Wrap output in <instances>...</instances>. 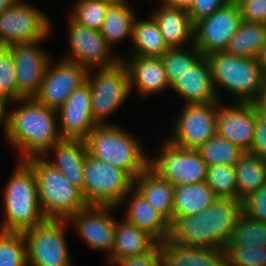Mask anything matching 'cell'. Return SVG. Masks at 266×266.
Returning <instances> with one entry per match:
<instances>
[{
    "label": "cell",
    "mask_w": 266,
    "mask_h": 266,
    "mask_svg": "<svg viewBox=\"0 0 266 266\" xmlns=\"http://www.w3.org/2000/svg\"><path fill=\"white\" fill-rule=\"evenodd\" d=\"M16 108L9 109L6 139L20 152L21 161L44 157L48 150L62 140L57 110L39 103L35 98H22Z\"/></svg>",
    "instance_id": "cell-1"
},
{
    "label": "cell",
    "mask_w": 266,
    "mask_h": 266,
    "mask_svg": "<svg viewBox=\"0 0 266 266\" xmlns=\"http://www.w3.org/2000/svg\"><path fill=\"white\" fill-rule=\"evenodd\" d=\"M1 231L24 233L46 221L32 168L19 160L4 190Z\"/></svg>",
    "instance_id": "cell-2"
},
{
    "label": "cell",
    "mask_w": 266,
    "mask_h": 266,
    "mask_svg": "<svg viewBox=\"0 0 266 266\" xmlns=\"http://www.w3.org/2000/svg\"><path fill=\"white\" fill-rule=\"evenodd\" d=\"M84 142L90 156L123 169L133 179L149 166V156L138 136L116 124L97 125Z\"/></svg>",
    "instance_id": "cell-3"
},
{
    "label": "cell",
    "mask_w": 266,
    "mask_h": 266,
    "mask_svg": "<svg viewBox=\"0 0 266 266\" xmlns=\"http://www.w3.org/2000/svg\"><path fill=\"white\" fill-rule=\"evenodd\" d=\"M25 162L35 175L39 203L47 220H68L89 205L82 191L44 157H33Z\"/></svg>",
    "instance_id": "cell-4"
},
{
    "label": "cell",
    "mask_w": 266,
    "mask_h": 266,
    "mask_svg": "<svg viewBox=\"0 0 266 266\" xmlns=\"http://www.w3.org/2000/svg\"><path fill=\"white\" fill-rule=\"evenodd\" d=\"M207 58L212 69L214 89L220 101L222 98L219 88L232 94L233 102L255 103L259 99L265 79L257 58L240 57L225 51L211 53Z\"/></svg>",
    "instance_id": "cell-5"
},
{
    "label": "cell",
    "mask_w": 266,
    "mask_h": 266,
    "mask_svg": "<svg viewBox=\"0 0 266 266\" xmlns=\"http://www.w3.org/2000/svg\"><path fill=\"white\" fill-rule=\"evenodd\" d=\"M95 71L89 70L86 80L90 88L93 118L98 125H112L105 119L121 108L131 95L127 68L121 60L114 66Z\"/></svg>",
    "instance_id": "cell-6"
},
{
    "label": "cell",
    "mask_w": 266,
    "mask_h": 266,
    "mask_svg": "<svg viewBox=\"0 0 266 266\" xmlns=\"http://www.w3.org/2000/svg\"><path fill=\"white\" fill-rule=\"evenodd\" d=\"M133 187L134 179L126 171L87 154L83 197L89 205L119 207Z\"/></svg>",
    "instance_id": "cell-7"
},
{
    "label": "cell",
    "mask_w": 266,
    "mask_h": 266,
    "mask_svg": "<svg viewBox=\"0 0 266 266\" xmlns=\"http://www.w3.org/2000/svg\"><path fill=\"white\" fill-rule=\"evenodd\" d=\"M156 155L149 157V167L174 187L207 179L208 165L195 149L174 146L166 139Z\"/></svg>",
    "instance_id": "cell-8"
},
{
    "label": "cell",
    "mask_w": 266,
    "mask_h": 266,
    "mask_svg": "<svg viewBox=\"0 0 266 266\" xmlns=\"http://www.w3.org/2000/svg\"><path fill=\"white\" fill-rule=\"evenodd\" d=\"M67 220H46L24 232L28 266H73L66 241Z\"/></svg>",
    "instance_id": "cell-9"
},
{
    "label": "cell",
    "mask_w": 266,
    "mask_h": 266,
    "mask_svg": "<svg viewBox=\"0 0 266 266\" xmlns=\"http://www.w3.org/2000/svg\"><path fill=\"white\" fill-rule=\"evenodd\" d=\"M50 22L43 11L18 0L0 14V46L44 41L52 33Z\"/></svg>",
    "instance_id": "cell-10"
},
{
    "label": "cell",
    "mask_w": 266,
    "mask_h": 266,
    "mask_svg": "<svg viewBox=\"0 0 266 266\" xmlns=\"http://www.w3.org/2000/svg\"><path fill=\"white\" fill-rule=\"evenodd\" d=\"M220 103L184 104L180 116L174 119L173 131L167 140L174 146L197 150L216 135Z\"/></svg>",
    "instance_id": "cell-11"
},
{
    "label": "cell",
    "mask_w": 266,
    "mask_h": 266,
    "mask_svg": "<svg viewBox=\"0 0 266 266\" xmlns=\"http://www.w3.org/2000/svg\"><path fill=\"white\" fill-rule=\"evenodd\" d=\"M67 19L70 48L64 59L76 62L88 71L108 68L121 61V56L113 55L100 31L82 26L69 16Z\"/></svg>",
    "instance_id": "cell-12"
},
{
    "label": "cell",
    "mask_w": 266,
    "mask_h": 266,
    "mask_svg": "<svg viewBox=\"0 0 266 266\" xmlns=\"http://www.w3.org/2000/svg\"><path fill=\"white\" fill-rule=\"evenodd\" d=\"M50 60L40 90L34 97L39 103L58 110L73 93L86 83L88 70L76 62L61 58Z\"/></svg>",
    "instance_id": "cell-13"
},
{
    "label": "cell",
    "mask_w": 266,
    "mask_h": 266,
    "mask_svg": "<svg viewBox=\"0 0 266 266\" xmlns=\"http://www.w3.org/2000/svg\"><path fill=\"white\" fill-rule=\"evenodd\" d=\"M241 22L239 8L233 0L194 24L195 47L206 57L211 53L224 51Z\"/></svg>",
    "instance_id": "cell-14"
},
{
    "label": "cell",
    "mask_w": 266,
    "mask_h": 266,
    "mask_svg": "<svg viewBox=\"0 0 266 266\" xmlns=\"http://www.w3.org/2000/svg\"><path fill=\"white\" fill-rule=\"evenodd\" d=\"M43 41L14 43L6 46L16 69L17 100L34 98L40 90L51 56L40 48Z\"/></svg>",
    "instance_id": "cell-15"
},
{
    "label": "cell",
    "mask_w": 266,
    "mask_h": 266,
    "mask_svg": "<svg viewBox=\"0 0 266 266\" xmlns=\"http://www.w3.org/2000/svg\"><path fill=\"white\" fill-rule=\"evenodd\" d=\"M117 206L88 205L72 215L67 222L72 224L79 238L90 248L111 253L114 246L115 222L112 211Z\"/></svg>",
    "instance_id": "cell-16"
},
{
    "label": "cell",
    "mask_w": 266,
    "mask_h": 266,
    "mask_svg": "<svg viewBox=\"0 0 266 266\" xmlns=\"http://www.w3.org/2000/svg\"><path fill=\"white\" fill-rule=\"evenodd\" d=\"M219 104L216 135L249 152L255 135L256 103Z\"/></svg>",
    "instance_id": "cell-17"
},
{
    "label": "cell",
    "mask_w": 266,
    "mask_h": 266,
    "mask_svg": "<svg viewBox=\"0 0 266 266\" xmlns=\"http://www.w3.org/2000/svg\"><path fill=\"white\" fill-rule=\"evenodd\" d=\"M57 115L62 139L84 141L98 125L93 118L89 85L75 89Z\"/></svg>",
    "instance_id": "cell-18"
},
{
    "label": "cell",
    "mask_w": 266,
    "mask_h": 266,
    "mask_svg": "<svg viewBox=\"0 0 266 266\" xmlns=\"http://www.w3.org/2000/svg\"><path fill=\"white\" fill-rule=\"evenodd\" d=\"M122 62L129 75L130 91L133 88L142 97L170 89L164 65L160 57L128 56Z\"/></svg>",
    "instance_id": "cell-19"
},
{
    "label": "cell",
    "mask_w": 266,
    "mask_h": 266,
    "mask_svg": "<svg viewBox=\"0 0 266 266\" xmlns=\"http://www.w3.org/2000/svg\"><path fill=\"white\" fill-rule=\"evenodd\" d=\"M170 89L184 100V104L222 102L214 89L212 69L206 56L180 77Z\"/></svg>",
    "instance_id": "cell-20"
},
{
    "label": "cell",
    "mask_w": 266,
    "mask_h": 266,
    "mask_svg": "<svg viewBox=\"0 0 266 266\" xmlns=\"http://www.w3.org/2000/svg\"><path fill=\"white\" fill-rule=\"evenodd\" d=\"M158 241L148 232L139 229L134 224L128 222L125 218L116 220L114 246L108 254V262L115 266L117 262L124 258L141 256L150 253Z\"/></svg>",
    "instance_id": "cell-21"
},
{
    "label": "cell",
    "mask_w": 266,
    "mask_h": 266,
    "mask_svg": "<svg viewBox=\"0 0 266 266\" xmlns=\"http://www.w3.org/2000/svg\"><path fill=\"white\" fill-rule=\"evenodd\" d=\"M150 15L157 22L169 48H183L194 44V24L187 10L161 3ZM191 42V43H190ZM190 44V45H189Z\"/></svg>",
    "instance_id": "cell-22"
},
{
    "label": "cell",
    "mask_w": 266,
    "mask_h": 266,
    "mask_svg": "<svg viewBox=\"0 0 266 266\" xmlns=\"http://www.w3.org/2000/svg\"><path fill=\"white\" fill-rule=\"evenodd\" d=\"M158 245L164 266H228L224 249L181 245L170 238L158 242Z\"/></svg>",
    "instance_id": "cell-23"
},
{
    "label": "cell",
    "mask_w": 266,
    "mask_h": 266,
    "mask_svg": "<svg viewBox=\"0 0 266 266\" xmlns=\"http://www.w3.org/2000/svg\"><path fill=\"white\" fill-rule=\"evenodd\" d=\"M127 199L124 218L128 222L148 232L158 242L170 238L171 224L141 194L133 188L122 203H126Z\"/></svg>",
    "instance_id": "cell-24"
},
{
    "label": "cell",
    "mask_w": 266,
    "mask_h": 266,
    "mask_svg": "<svg viewBox=\"0 0 266 266\" xmlns=\"http://www.w3.org/2000/svg\"><path fill=\"white\" fill-rule=\"evenodd\" d=\"M54 152L53 160L46 161L58 169L74 186L84 191V165L87 157V148L84 141L62 139L55 143L48 152Z\"/></svg>",
    "instance_id": "cell-25"
},
{
    "label": "cell",
    "mask_w": 266,
    "mask_h": 266,
    "mask_svg": "<svg viewBox=\"0 0 266 266\" xmlns=\"http://www.w3.org/2000/svg\"><path fill=\"white\" fill-rule=\"evenodd\" d=\"M241 213V200L218 198L207 208L208 248H225Z\"/></svg>",
    "instance_id": "cell-26"
},
{
    "label": "cell",
    "mask_w": 266,
    "mask_h": 266,
    "mask_svg": "<svg viewBox=\"0 0 266 266\" xmlns=\"http://www.w3.org/2000/svg\"><path fill=\"white\" fill-rule=\"evenodd\" d=\"M171 225L174 223V186L149 166L134 179V187Z\"/></svg>",
    "instance_id": "cell-27"
},
{
    "label": "cell",
    "mask_w": 266,
    "mask_h": 266,
    "mask_svg": "<svg viewBox=\"0 0 266 266\" xmlns=\"http://www.w3.org/2000/svg\"><path fill=\"white\" fill-rule=\"evenodd\" d=\"M131 44L128 56L161 57L169 49L152 16L146 20L135 18Z\"/></svg>",
    "instance_id": "cell-28"
},
{
    "label": "cell",
    "mask_w": 266,
    "mask_h": 266,
    "mask_svg": "<svg viewBox=\"0 0 266 266\" xmlns=\"http://www.w3.org/2000/svg\"><path fill=\"white\" fill-rule=\"evenodd\" d=\"M134 10L129 0L112 3L107 9L100 32L112 49L124 38H130L131 42L133 23L136 18Z\"/></svg>",
    "instance_id": "cell-29"
},
{
    "label": "cell",
    "mask_w": 266,
    "mask_h": 266,
    "mask_svg": "<svg viewBox=\"0 0 266 266\" xmlns=\"http://www.w3.org/2000/svg\"><path fill=\"white\" fill-rule=\"evenodd\" d=\"M217 196L205 182L174 187V222L183 215H191L210 207Z\"/></svg>",
    "instance_id": "cell-30"
},
{
    "label": "cell",
    "mask_w": 266,
    "mask_h": 266,
    "mask_svg": "<svg viewBox=\"0 0 266 266\" xmlns=\"http://www.w3.org/2000/svg\"><path fill=\"white\" fill-rule=\"evenodd\" d=\"M170 239L181 245L208 248L207 208L180 216L171 225Z\"/></svg>",
    "instance_id": "cell-31"
},
{
    "label": "cell",
    "mask_w": 266,
    "mask_h": 266,
    "mask_svg": "<svg viewBox=\"0 0 266 266\" xmlns=\"http://www.w3.org/2000/svg\"><path fill=\"white\" fill-rule=\"evenodd\" d=\"M265 44L266 24L242 21L224 51L240 57L257 58Z\"/></svg>",
    "instance_id": "cell-32"
},
{
    "label": "cell",
    "mask_w": 266,
    "mask_h": 266,
    "mask_svg": "<svg viewBox=\"0 0 266 266\" xmlns=\"http://www.w3.org/2000/svg\"><path fill=\"white\" fill-rule=\"evenodd\" d=\"M234 167L239 200L266 185V159L245 152Z\"/></svg>",
    "instance_id": "cell-33"
},
{
    "label": "cell",
    "mask_w": 266,
    "mask_h": 266,
    "mask_svg": "<svg viewBox=\"0 0 266 266\" xmlns=\"http://www.w3.org/2000/svg\"><path fill=\"white\" fill-rule=\"evenodd\" d=\"M189 47L190 49H186V47L169 48L160 57L164 65L170 87L203 57L194 44Z\"/></svg>",
    "instance_id": "cell-34"
},
{
    "label": "cell",
    "mask_w": 266,
    "mask_h": 266,
    "mask_svg": "<svg viewBox=\"0 0 266 266\" xmlns=\"http://www.w3.org/2000/svg\"><path fill=\"white\" fill-rule=\"evenodd\" d=\"M197 151L208 166H235L239 158L245 153L237 145L217 135L201 145Z\"/></svg>",
    "instance_id": "cell-35"
},
{
    "label": "cell",
    "mask_w": 266,
    "mask_h": 266,
    "mask_svg": "<svg viewBox=\"0 0 266 266\" xmlns=\"http://www.w3.org/2000/svg\"><path fill=\"white\" fill-rule=\"evenodd\" d=\"M111 4L106 0H77L68 16L82 26L101 31L104 17Z\"/></svg>",
    "instance_id": "cell-36"
},
{
    "label": "cell",
    "mask_w": 266,
    "mask_h": 266,
    "mask_svg": "<svg viewBox=\"0 0 266 266\" xmlns=\"http://www.w3.org/2000/svg\"><path fill=\"white\" fill-rule=\"evenodd\" d=\"M206 183L211 187L217 198L239 200L234 166H208Z\"/></svg>",
    "instance_id": "cell-37"
},
{
    "label": "cell",
    "mask_w": 266,
    "mask_h": 266,
    "mask_svg": "<svg viewBox=\"0 0 266 266\" xmlns=\"http://www.w3.org/2000/svg\"><path fill=\"white\" fill-rule=\"evenodd\" d=\"M227 244L252 245L266 247V224L253 220L241 213L232 230Z\"/></svg>",
    "instance_id": "cell-38"
},
{
    "label": "cell",
    "mask_w": 266,
    "mask_h": 266,
    "mask_svg": "<svg viewBox=\"0 0 266 266\" xmlns=\"http://www.w3.org/2000/svg\"><path fill=\"white\" fill-rule=\"evenodd\" d=\"M0 266H28L24 233L0 230Z\"/></svg>",
    "instance_id": "cell-39"
},
{
    "label": "cell",
    "mask_w": 266,
    "mask_h": 266,
    "mask_svg": "<svg viewBox=\"0 0 266 266\" xmlns=\"http://www.w3.org/2000/svg\"><path fill=\"white\" fill-rule=\"evenodd\" d=\"M228 266H266V247L252 245H225Z\"/></svg>",
    "instance_id": "cell-40"
},
{
    "label": "cell",
    "mask_w": 266,
    "mask_h": 266,
    "mask_svg": "<svg viewBox=\"0 0 266 266\" xmlns=\"http://www.w3.org/2000/svg\"><path fill=\"white\" fill-rule=\"evenodd\" d=\"M0 95L11 103L17 101L16 69L13 56L6 46H0Z\"/></svg>",
    "instance_id": "cell-41"
},
{
    "label": "cell",
    "mask_w": 266,
    "mask_h": 266,
    "mask_svg": "<svg viewBox=\"0 0 266 266\" xmlns=\"http://www.w3.org/2000/svg\"><path fill=\"white\" fill-rule=\"evenodd\" d=\"M242 213L266 224V185L241 200Z\"/></svg>",
    "instance_id": "cell-42"
},
{
    "label": "cell",
    "mask_w": 266,
    "mask_h": 266,
    "mask_svg": "<svg viewBox=\"0 0 266 266\" xmlns=\"http://www.w3.org/2000/svg\"><path fill=\"white\" fill-rule=\"evenodd\" d=\"M242 21L266 24V0H234Z\"/></svg>",
    "instance_id": "cell-43"
},
{
    "label": "cell",
    "mask_w": 266,
    "mask_h": 266,
    "mask_svg": "<svg viewBox=\"0 0 266 266\" xmlns=\"http://www.w3.org/2000/svg\"><path fill=\"white\" fill-rule=\"evenodd\" d=\"M233 0H194L192 6L188 10L190 18L195 24L203 18L209 17L215 11L228 5Z\"/></svg>",
    "instance_id": "cell-44"
},
{
    "label": "cell",
    "mask_w": 266,
    "mask_h": 266,
    "mask_svg": "<svg viewBox=\"0 0 266 266\" xmlns=\"http://www.w3.org/2000/svg\"><path fill=\"white\" fill-rule=\"evenodd\" d=\"M164 266V258L157 245L150 253L141 256L128 257L120 260L115 266Z\"/></svg>",
    "instance_id": "cell-45"
},
{
    "label": "cell",
    "mask_w": 266,
    "mask_h": 266,
    "mask_svg": "<svg viewBox=\"0 0 266 266\" xmlns=\"http://www.w3.org/2000/svg\"><path fill=\"white\" fill-rule=\"evenodd\" d=\"M250 154L266 159V115L261 112L256 114V128Z\"/></svg>",
    "instance_id": "cell-46"
},
{
    "label": "cell",
    "mask_w": 266,
    "mask_h": 266,
    "mask_svg": "<svg viewBox=\"0 0 266 266\" xmlns=\"http://www.w3.org/2000/svg\"><path fill=\"white\" fill-rule=\"evenodd\" d=\"M11 102L4 96L0 95V125L4 129V133H7L9 126V107Z\"/></svg>",
    "instance_id": "cell-47"
},
{
    "label": "cell",
    "mask_w": 266,
    "mask_h": 266,
    "mask_svg": "<svg viewBox=\"0 0 266 266\" xmlns=\"http://www.w3.org/2000/svg\"><path fill=\"white\" fill-rule=\"evenodd\" d=\"M193 2L194 0H162L161 3L169 7L180 8L188 11Z\"/></svg>",
    "instance_id": "cell-48"
},
{
    "label": "cell",
    "mask_w": 266,
    "mask_h": 266,
    "mask_svg": "<svg viewBox=\"0 0 266 266\" xmlns=\"http://www.w3.org/2000/svg\"><path fill=\"white\" fill-rule=\"evenodd\" d=\"M257 59L262 72V76L266 80V44L260 50Z\"/></svg>",
    "instance_id": "cell-49"
},
{
    "label": "cell",
    "mask_w": 266,
    "mask_h": 266,
    "mask_svg": "<svg viewBox=\"0 0 266 266\" xmlns=\"http://www.w3.org/2000/svg\"><path fill=\"white\" fill-rule=\"evenodd\" d=\"M258 106L259 112L266 115V80L259 99L255 102Z\"/></svg>",
    "instance_id": "cell-50"
},
{
    "label": "cell",
    "mask_w": 266,
    "mask_h": 266,
    "mask_svg": "<svg viewBox=\"0 0 266 266\" xmlns=\"http://www.w3.org/2000/svg\"><path fill=\"white\" fill-rule=\"evenodd\" d=\"M18 0H0V14L10 6L14 5Z\"/></svg>",
    "instance_id": "cell-51"
},
{
    "label": "cell",
    "mask_w": 266,
    "mask_h": 266,
    "mask_svg": "<svg viewBox=\"0 0 266 266\" xmlns=\"http://www.w3.org/2000/svg\"><path fill=\"white\" fill-rule=\"evenodd\" d=\"M106 1H109V2H111V3H117V2H120V1H122V0H106Z\"/></svg>",
    "instance_id": "cell-52"
}]
</instances>
